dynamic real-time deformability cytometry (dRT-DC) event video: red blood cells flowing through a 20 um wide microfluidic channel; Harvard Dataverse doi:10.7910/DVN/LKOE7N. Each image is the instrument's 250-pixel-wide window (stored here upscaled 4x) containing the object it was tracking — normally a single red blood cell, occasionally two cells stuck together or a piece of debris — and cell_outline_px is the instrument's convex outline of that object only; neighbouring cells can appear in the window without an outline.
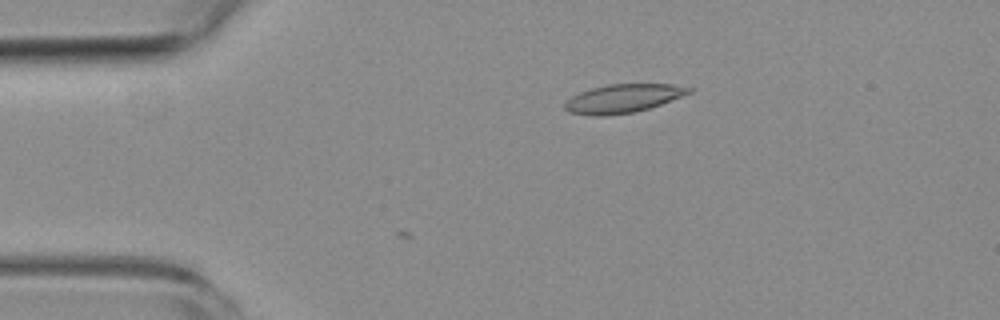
{"species": "common noctule bat (a hibernating species)", "species_latin": "Nyctalus noctula", "temperature_condition": "room temperature", "stored_images_in_passage": 4, "camera_frame_rate_fps": 3000, "um_per_image_px": 0.085, "animal": {"sex": "female", "body_mass_g": 19.3, "forearm_length_mm": 54.1}, "frame": {"image": 1, "passage_image": 4, "time_ms": 3.333, "image_size_px": [1000, 320], "cell_outline_px": [[692, 92], [660, 104], [648, 108], [632, 112], [604, 116], [596, 116], [568, 112], [564, 108], [564, 100], [580, 92], [592, 88], [608, 84], [672, 84], [692, 88]], "centroid_in_image_um": [52.91, 8.37], "position_along_channel_um": 32.1, "area_um2": 20.46}}